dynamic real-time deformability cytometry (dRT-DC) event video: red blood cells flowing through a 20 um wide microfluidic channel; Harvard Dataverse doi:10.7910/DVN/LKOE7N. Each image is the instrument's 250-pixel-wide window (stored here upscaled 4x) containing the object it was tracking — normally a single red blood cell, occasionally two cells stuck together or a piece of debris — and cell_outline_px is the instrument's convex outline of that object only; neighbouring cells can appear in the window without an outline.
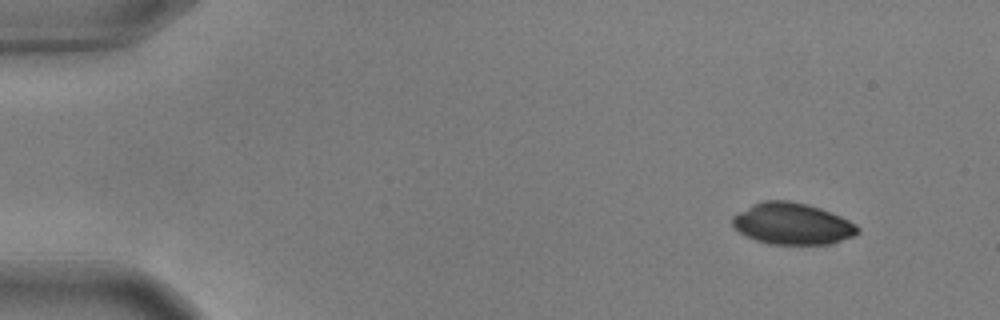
{"species": "common noctule bat (a hibernating species)", "species_latin": "Nyctalus noctula", "temperature_condition": "warm", "stored_images_in_passage": 55, "camera_frame_rate_fps": 3000, "um_per_image_px": 0.085, "animal": {"sex": "male", "body_mass_g": 17.9, "forearm_length_mm": 54.2}, "frame": {"image": 1, "passage_image": 5, "time_ms": 1.333, "image_size_px": [1000, 320], "cell_outline_px": [[860, 232], [852, 236], [832, 244], [768, 244], [756, 240], [732, 228], [732, 216], [752, 204], [764, 200], [788, 200], [808, 204], [820, 208], [840, 216], [856, 224], [860, 228]], "centroid_in_image_um": [67.34, 19.01], "position_along_channel_um": 17.7, "area_um2": 30.4}}
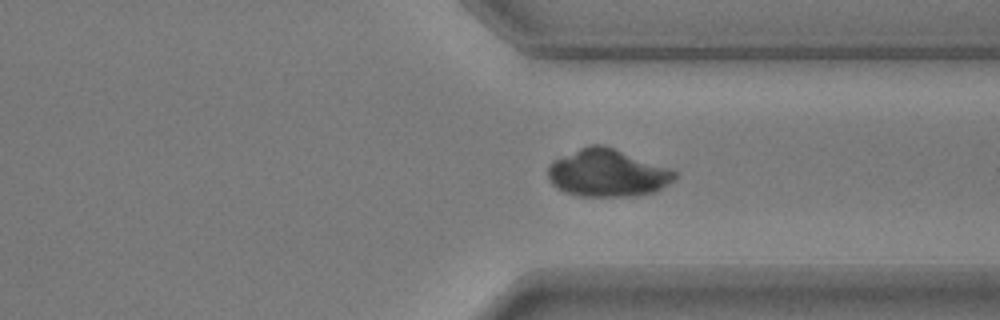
{"frame": {"image": 2, "passage_image": 42, "time_ms": 13.667, "image_size_px": [1000, 320], "cell_outline_px": [[676, 176], [672, 180], [656, 192], [636, 196], [576, 196], [564, 192], [556, 188], [548, 180], [548, 168], [552, 160], [580, 148], [592, 144], [604, 144], [668, 168], [676, 172]], "centroid_in_image_um": [51.58, 14.71], "position_along_channel_um": 359.8, "area_um2": 35.08}}
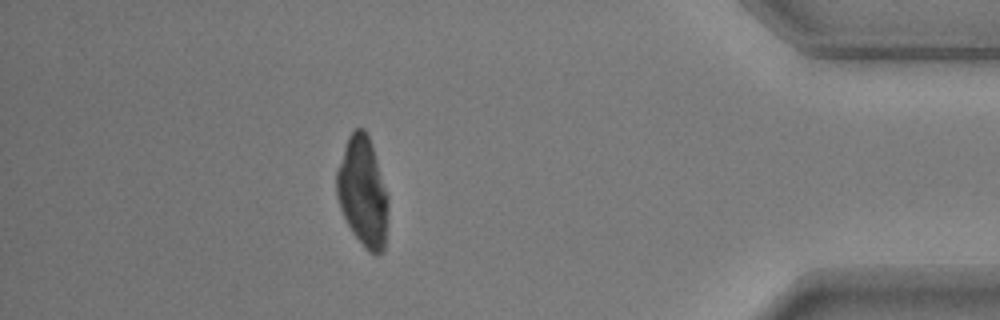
{"frame": {"image": 3, "passage_image": 49, "time_ms": 16.0, "image_size_px": [1000, 320], "cell_outline_px": [[388, 220], [384, 252], [376, 256], [368, 252], [364, 248], [352, 232], [340, 208], [336, 196], [336, 168], [348, 136], [356, 128], [364, 128], [372, 144], [388, 196]], "centroid_in_image_um": [30.84, 16.35], "position_along_channel_um": 404.4, "area_um2": 33.41}}